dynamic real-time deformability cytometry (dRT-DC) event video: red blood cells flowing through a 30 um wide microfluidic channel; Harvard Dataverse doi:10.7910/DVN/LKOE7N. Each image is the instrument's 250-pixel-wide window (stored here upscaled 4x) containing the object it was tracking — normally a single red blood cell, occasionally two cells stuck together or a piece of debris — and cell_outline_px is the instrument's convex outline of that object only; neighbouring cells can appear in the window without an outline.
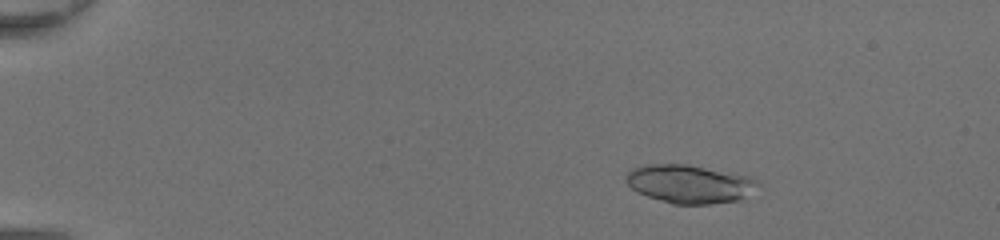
{"species": "common noctule bat (a hibernating species)", "species_latin": "Nyctalus noctula", "temperature_condition": "room temperature", "stored_images_in_passage": 49, "camera_frame_rate_fps": 3000, "um_per_image_px": 0.085, "animal": {"sex": "female", "body_mass_g": 20.0, "forearm_length_mm": 54.0}, "frame": {"image": 1, "passage_image": 9, "time_ms": 2.667, "image_size_px": [1000, 240], "cell_outline_px": [[760, 184], [740, 200], [708, 204], [672, 204], [636, 192], [624, 180], [624, 176], [632, 168], [644, 164], [688, 164], [732, 172], [748, 176], [760, 180]], "centroid_in_image_um": [58.59, 15.62], "position_along_channel_um": 26.4, "area_um2": 29.71}}
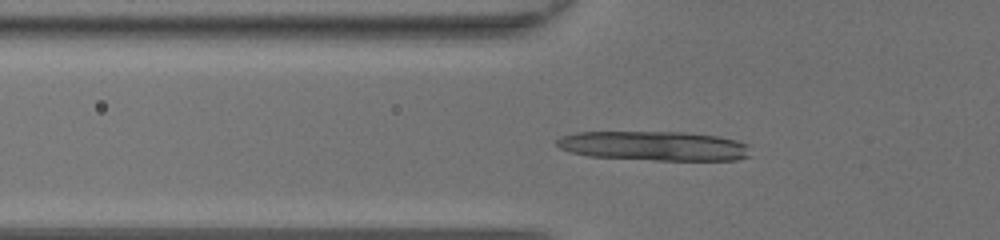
{"frame": {"image": 2, "passage_image": 19, "time_ms": 6.0, "image_size_px": [1000, 240], "cell_outline_px": [[752, 156], [736, 160], [656, 160], [588, 156], [568, 152], [560, 148], [556, 144], [556, 140], [560, 136], [576, 132], [684, 132], [716, 136], [736, 140], [748, 144]], "centroid_in_image_um": [55.6, 12.4], "position_along_channel_um": 70.2, "area_um2": 33.47}}